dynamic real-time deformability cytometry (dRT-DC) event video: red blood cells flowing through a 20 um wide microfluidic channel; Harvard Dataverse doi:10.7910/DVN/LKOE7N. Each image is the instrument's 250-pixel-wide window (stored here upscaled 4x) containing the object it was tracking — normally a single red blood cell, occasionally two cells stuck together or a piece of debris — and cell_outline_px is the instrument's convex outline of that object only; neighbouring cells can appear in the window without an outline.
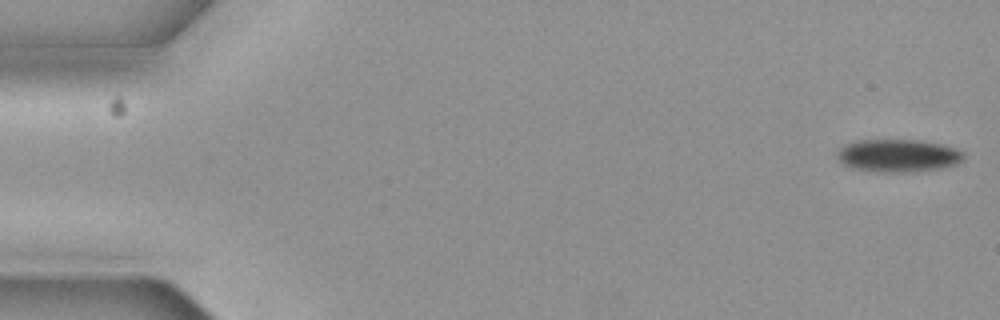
{"species": "common noctule bat (a hibernating species)", "species_latin": "Nyctalus noctula", "temperature_condition": "cold", "stored_images_in_passage": 9, "camera_frame_rate_fps": 3000, "um_per_image_px": 0.085, "animal": {"sex": "female", "body_mass_g": 19.3, "forearm_length_mm": 54.1}, "frame": {"image": 1, "passage_image": 1, "time_ms": 0.0, "image_size_px": [1000, 320], "cell_outline_px": [[964, 160], [956, 164], [940, 168], [912, 172], [880, 172], [856, 168], [844, 164], [836, 156], [836, 152], [844, 144], [852, 140], [920, 140], [944, 144], [956, 148], [964, 152]], "centroid_in_image_um": [76.36, 13.21], "position_along_channel_um": 8.6, "area_um2": 24.33}}
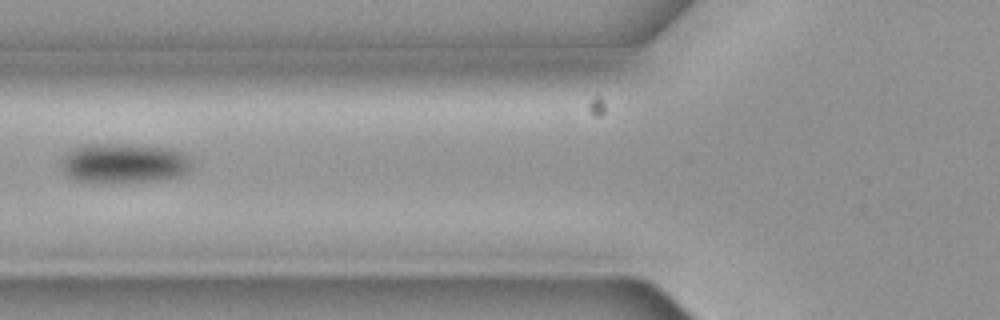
{"frame": {"image": 2, "passage_image": 7, "time_ms": 2.0, "image_size_px": [1000, 320], "cell_outline_px": [[188, 168], [184, 172], [176, 176], [164, 180], [76, 180], [68, 176], [60, 168], [60, 160], [68, 152], [76, 148], [88, 144], [124, 144], [168, 148], [180, 152], [188, 160]], "centroid_in_image_um": [10.45, 13.84], "position_along_channel_um": 115.4, "area_um2": 28.84}}
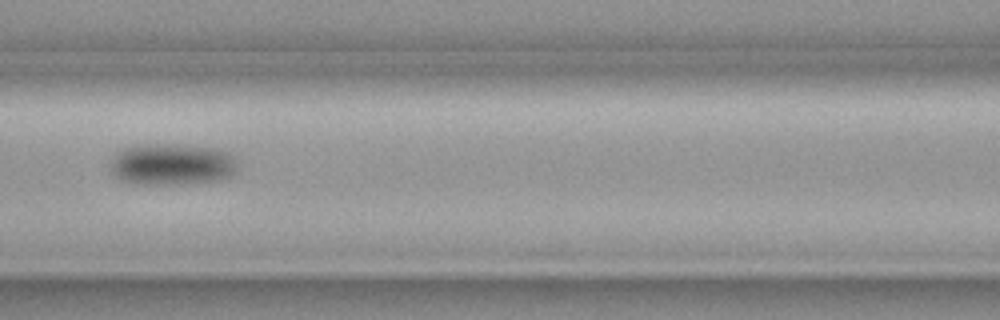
{"frame": {"image": 3, "passage_image": 8, "time_ms": 2.333, "image_size_px": [1000, 320], "cell_outline_px": [[236, 168], [228, 176], [216, 180], [180, 184], [136, 184], [120, 180], [108, 168], [112, 156], [116, 152], [124, 148], [136, 144], [184, 144], [212, 148], [228, 152], [232, 156], [236, 164]], "centroid_in_image_um": [14.51, 13.95], "position_along_channel_um": 152.1, "area_um2": 30.98}}